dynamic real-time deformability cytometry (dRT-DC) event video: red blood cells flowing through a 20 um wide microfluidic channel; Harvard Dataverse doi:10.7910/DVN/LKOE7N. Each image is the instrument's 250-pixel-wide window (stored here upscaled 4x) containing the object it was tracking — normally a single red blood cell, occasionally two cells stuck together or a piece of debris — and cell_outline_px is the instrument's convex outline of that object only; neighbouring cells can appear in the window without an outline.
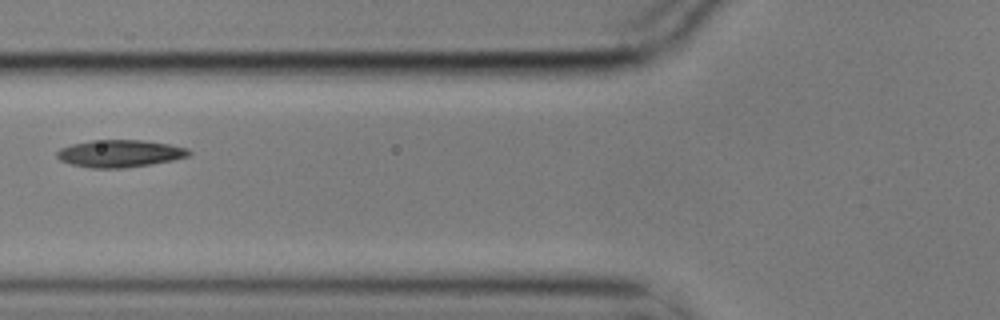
{"species": "common noctule bat (a hibernating species)", "species_latin": "Nyctalus noctula", "temperature_condition": "cold", "stored_images_in_passage": 14, "camera_frame_rate_fps": 3000, "um_per_image_px": 0.085, "animal": {"sex": "male", "body_mass_g": 17.9}, "frame": {"image": 1, "passage_image": 5, "time_ms": 1.333, "image_size_px": [1000, 320], "cell_outline_px": [[192, 152], [188, 156], [172, 160], [124, 168], [88, 168], [72, 164], [60, 160], [56, 156], [56, 152], [60, 148], [72, 144], [92, 140], [144, 140], [168, 144], [188, 148]], "centroid_in_image_um": [10.16, 13.04], "position_along_channel_um": 115.6, "area_um2": 20.92}}
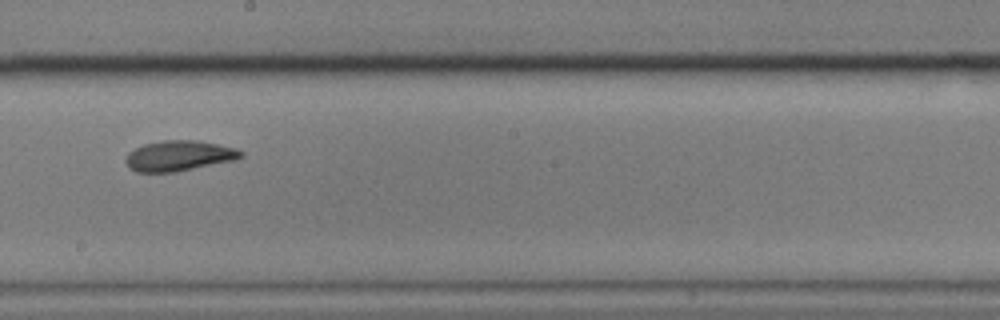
{"frame": {"image": 2, "passage_image": 8, "time_ms": 2.333, "image_size_px": [1000, 320], "cell_outline_px": [[244, 156], [236, 160], [176, 172], [136, 172], [128, 168], [124, 160], [128, 152], [144, 144], [164, 140], [196, 140], [236, 148], [244, 152]], "centroid_in_image_um": [15.21, 13.25], "position_along_channel_um": 233.0, "area_um2": 20.58}}
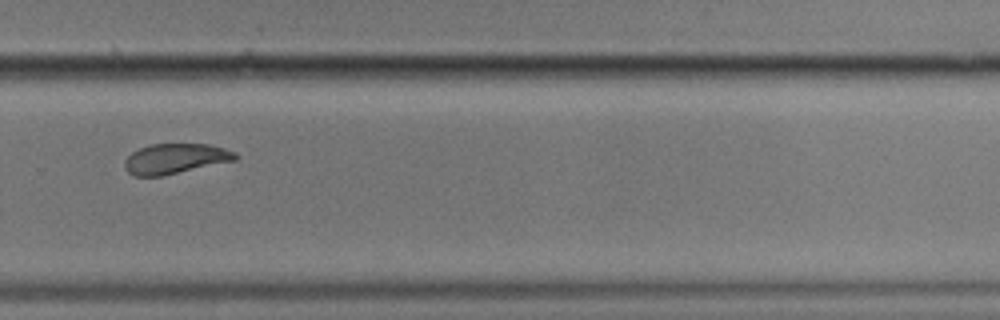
{"frame": {"image": 3, "passage_image": 10, "time_ms": 3.0, "image_size_px": [1000, 320], "cell_outline_px": [[240, 156], [236, 160], [164, 176], [136, 176], [128, 172], [124, 168], [124, 160], [132, 152], [140, 148], [152, 144], [208, 144], [224, 148], [236, 152]], "centroid_in_image_um": [14.92, 13.49], "position_along_channel_um": 314.9, "area_um2": 19.59}}